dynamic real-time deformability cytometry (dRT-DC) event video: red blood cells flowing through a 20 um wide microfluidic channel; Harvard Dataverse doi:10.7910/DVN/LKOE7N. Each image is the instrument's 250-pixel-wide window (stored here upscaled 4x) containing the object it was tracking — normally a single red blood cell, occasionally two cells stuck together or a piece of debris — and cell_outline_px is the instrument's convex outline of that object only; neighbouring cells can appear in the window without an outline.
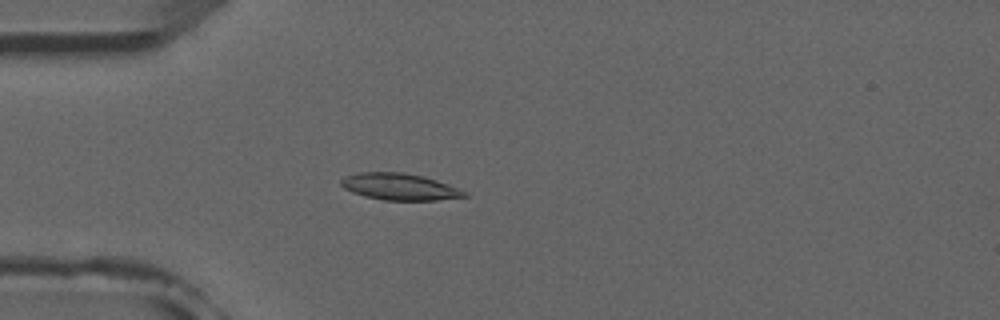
{"species": "common noctule bat (a hibernating species)", "species_latin": "Nyctalus noctula", "temperature_condition": "room temperature", "stored_images_in_passage": 5, "camera_frame_rate_fps": 3000, "um_per_image_px": 0.085, "animal": {"sex": "male", "forearm_length_mm": 52.5}, "frame": {"image": 1, "passage_image": 5, "time_ms": 4.333, "image_size_px": [1000, 320], "cell_outline_px": [[468, 196], [436, 200], [384, 200], [364, 196], [352, 192], [344, 188], [340, 184], [340, 180], [344, 176], [356, 172], [404, 172], [424, 176], [448, 184], [468, 192]], "centroid_in_image_um": [33.94, 15.86], "position_along_channel_um": 51.1, "area_um2": 19.31}}